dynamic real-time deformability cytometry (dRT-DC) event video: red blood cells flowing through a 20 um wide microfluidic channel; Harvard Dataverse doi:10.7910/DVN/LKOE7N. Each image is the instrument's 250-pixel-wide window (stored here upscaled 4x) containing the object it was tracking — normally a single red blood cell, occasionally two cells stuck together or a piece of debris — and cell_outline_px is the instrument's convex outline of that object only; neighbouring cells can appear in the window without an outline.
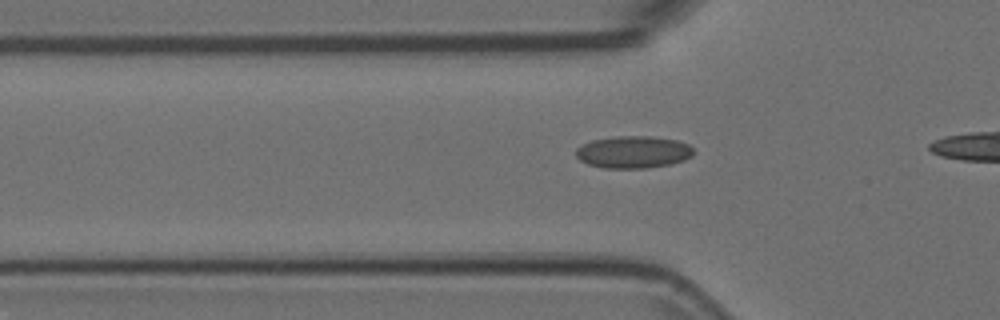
{"species": "Egyptian fruit bat (a non-hibernating species)", "species_latin": "Rousettus aegyptiacus", "temperature_condition": "room temperature", "stored_images_in_passage": 24, "camera_frame_rate_fps": 3000, "um_per_image_px": 0.085, "animal": {"sex": "female"}, "frame": {"image": 1, "passage_image": 8, "time_ms": 2.333, "image_size_px": [1000, 320], "cell_outline_px": [[692, 156], [684, 160], [672, 164], [644, 168], [604, 168], [588, 164], [580, 160], [576, 156], [576, 148], [592, 140], [616, 136], [648, 136], [676, 140], [688, 144], [692, 148]], "centroid_in_image_um": [53.82, 12.93], "position_along_channel_um": 72.0, "area_um2": 21.96}}
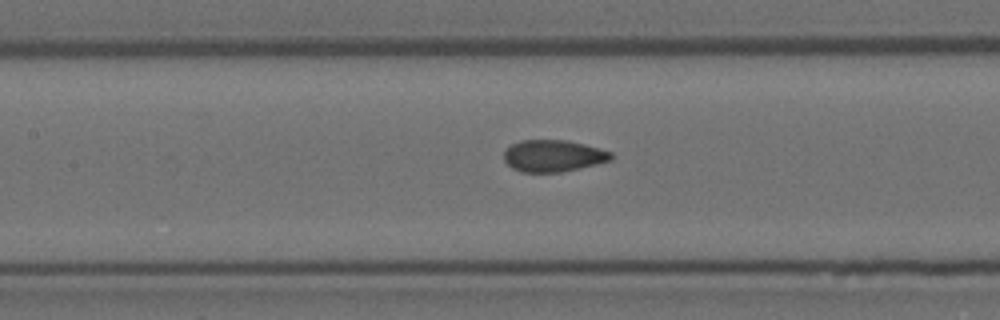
{"frame": {"image": 2, "passage_image": 15, "time_ms": 4.667, "image_size_px": [1000, 320], "cell_outline_px": [[612, 160], [580, 168], [560, 172], [520, 172], [512, 168], [504, 160], [504, 152], [512, 144], [520, 140], [564, 140], [584, 144], [612, 152]], "centroid_in_image_um": [47.01, 13.25], "position_along_channel_um": 160.4, "area_um2": 19.77}}
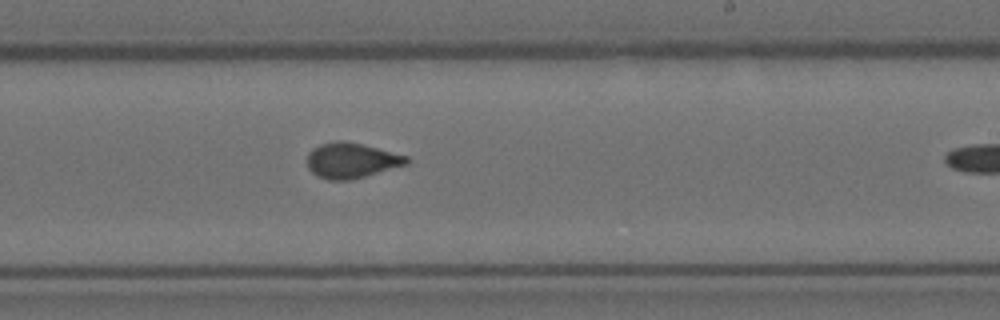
{"frame": {"image": 3, "passage_image": 23, "time_ms": 7.333, "image_size_px": [1000, 320], "cell_outline_px": [[408, 164], [364, 176], [348, 180], [328, 180], [316, 176], [308, 168], [308, 152], [312, 148], [320, 144], [336, 140], [340, 140], [360, 144], [408, 156]], "centroid_in_image_um": [29.82, 13.64], "position_along_channel_um": 259.2, "area_um2": 20.23}}